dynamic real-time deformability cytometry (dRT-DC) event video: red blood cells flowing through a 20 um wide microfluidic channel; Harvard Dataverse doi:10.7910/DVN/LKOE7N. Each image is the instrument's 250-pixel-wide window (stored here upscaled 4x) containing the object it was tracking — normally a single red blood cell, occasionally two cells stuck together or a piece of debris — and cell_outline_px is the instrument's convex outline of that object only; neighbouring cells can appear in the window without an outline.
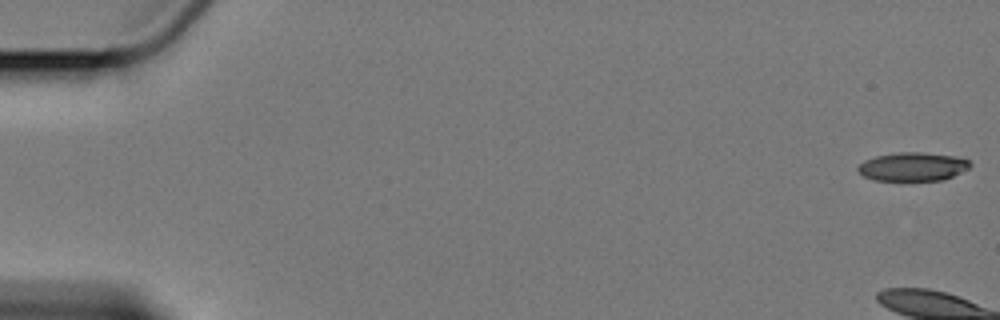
{"species": "Egyptian fruit bat (a non-hibernating species)", "species_latin": "Rousettus aegyptiacus", "temperature_condition": "cold", "stored_images_in_passage": 8, "camera_frame_rate_fps": 3000, "um_per_image_px": 0.085, "animal": {"sex": "female"}, "frame": {"image": 1, "passage_image": 1, "time_ms": 0.0, "image_size_px": [1000, 320], "cell_outline_px": [[972, 164], [968, 168], [944, 180], [872, 180], [864, 176], [856, 168], [864, 160], [876, 156], [900, 152], [920, 152], [956, 156], [968, 160]], "centroid_in_image_um": [77.57, 14.16], "position_along_channel_um": 7.4, "area_um2": 18.55}}
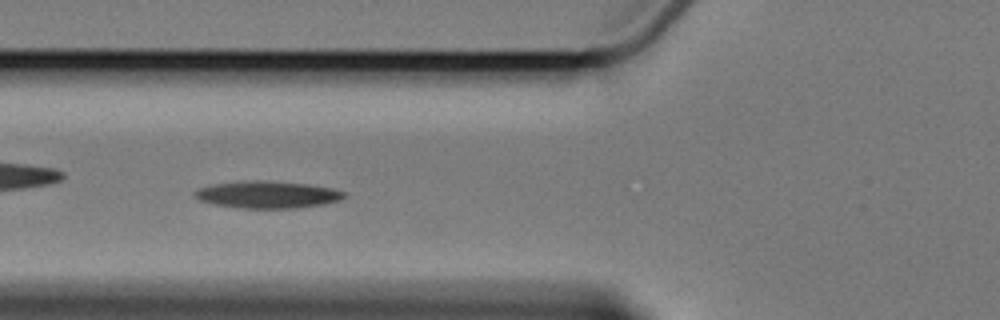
{"frame": {"image": 2, "passage_image": 7, "time_ms": 8.0, "image_size_px": [1000, 320], "cell_outline_px": [[348, 196], [340, 200], [324, 204], [296, 208], [236, 208], [212, 204], [200, 200], [192, 196], [192, 192], [196, 188], [216, 184], [248, 180], [260, 180], [308, 184], [332, 188], [348, 192]], "centroid_in_image_um": [22.73, 16.54], "position_along_channel_um": 103.1, "area_um2": 23.93}}